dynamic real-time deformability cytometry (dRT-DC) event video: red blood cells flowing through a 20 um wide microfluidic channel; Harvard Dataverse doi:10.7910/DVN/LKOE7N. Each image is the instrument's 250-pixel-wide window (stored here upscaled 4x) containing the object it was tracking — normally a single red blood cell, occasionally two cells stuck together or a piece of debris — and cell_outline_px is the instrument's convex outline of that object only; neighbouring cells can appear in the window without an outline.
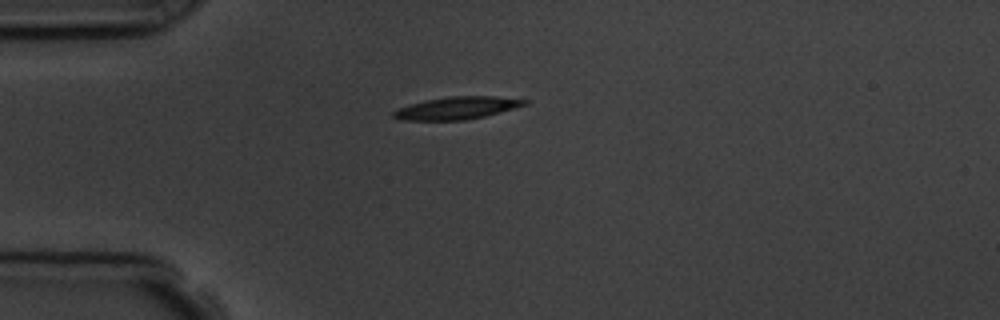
{"species": "common noctule bat (a hibernating species)", "species_latin": "Nyctalus noctula", "temperature_condition": "room temperature", "stored_images_in_passage": 2, "camera_frame_rate_fps": 3000, "um_per_image_px": 0.085, "animal": {"sex": "male", "body_mass_g": 19.5, "forearm_length_mm": 54.6}, "frame": {"image": 1, "passage_image": 1, "time_ms": 0.0, "image_size_px": [1000, 320], "cell_outline_px": [[528, 104], [500, 112], [484, 116], [464, 120], [400, 120], [392, 116], [392, 112], [408, 104], [424, 100], [452, 96], [496, 96], [528, 100]], "centroid_in_image_um": [38.83, 9.17], "position_along_channel_um": 46.2, "area_um2": 17.11}}